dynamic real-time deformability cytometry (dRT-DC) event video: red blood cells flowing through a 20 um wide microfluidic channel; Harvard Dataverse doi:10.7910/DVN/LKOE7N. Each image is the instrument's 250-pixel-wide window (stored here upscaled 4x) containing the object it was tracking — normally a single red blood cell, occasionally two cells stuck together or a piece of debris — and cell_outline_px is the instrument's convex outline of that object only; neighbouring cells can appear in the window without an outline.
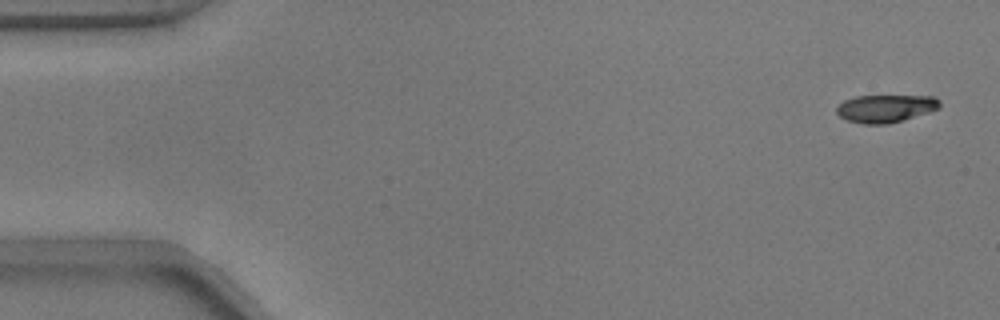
{"species": "common noctule bat (a hibernating species)", "species_latin": "Nyctalus noctula", "temperature_condition": "warm", "stored_images_in_passage": 54, "camera_frame_rate_fps": 3000, "um_per_image_px": 0.085, "animal": {"sex": "male", "body_mass_g": 17.9}, "frame": {"image": 1, "passage_image": 2, "time_ms": 0.333, "image_size_px": [1000, 320], "cell_outline_px": [[940, 108], [904, 120], [888, 124], [864, 124], [848, 120], [840, 116], [836, 112], [836, 108], [844, 100], [856, 96], [936, 96], [940, 100]], "centroid_in_image_um": [75.3, 9.21], "position_along_channel_um": 9.7, "area_um2": 16.65}}
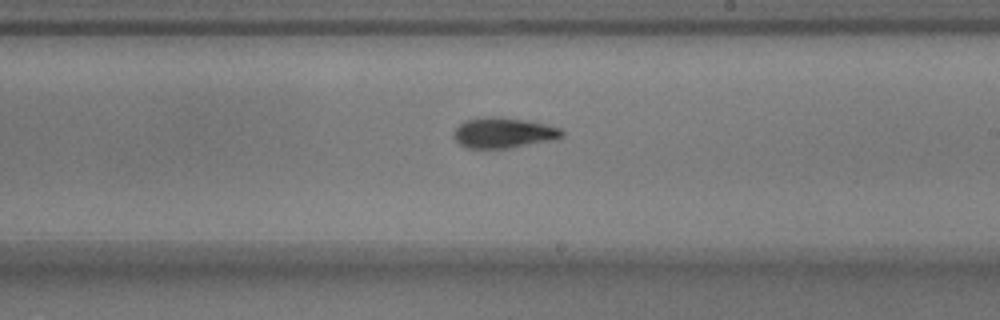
{"frame": {"image": 2, "passage_image": 31, "time_ms": 10.0, "image_size_px": [1000, 320], "cell_outline_px": [[564, 136], [560, 140], [504, 148], [468, 148], [460, 144], [452, 136], [456, 128], [464, 120], [480, 116], [500, 116], [528, 120], [564, 128]], "centroid_in_image_um": [42.87, 11.27], "position_along_channel_um": 246.1, "area_um2": 19.77}}
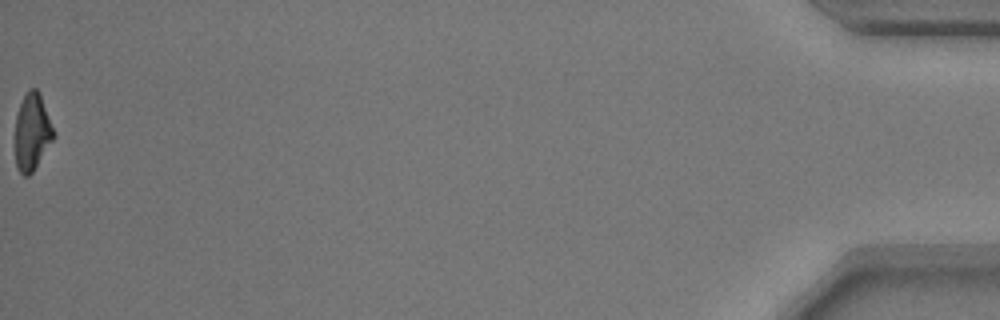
{"frame": {"image": 3, "passage_image": 54, "time_ms": 17.667, "image_size_px": [1000, 320], "cell_outline_px": [[56, 136], [32, 172], [28, 176], [24, 176], [16, 168], [16, 112], [28, 88], [36, 88], [40, 92], [56, 132]], "centroid_in_image_um": [2.76, 11.18], "position_along_channel_um": 432.4, "area_um2": 17.46}, "authors_computed_cell_mechanics": {"area_um2": 18.4382, "velocity_mm_per_s": 3.7581, "shape_relaxation_time_tau1_ms": 3.0219, "shape_relaxation_time_tau2_ms": 3.0195, "deformation_change_tau1": 0.1439, "deformation_change_tau2": 0.1073}}